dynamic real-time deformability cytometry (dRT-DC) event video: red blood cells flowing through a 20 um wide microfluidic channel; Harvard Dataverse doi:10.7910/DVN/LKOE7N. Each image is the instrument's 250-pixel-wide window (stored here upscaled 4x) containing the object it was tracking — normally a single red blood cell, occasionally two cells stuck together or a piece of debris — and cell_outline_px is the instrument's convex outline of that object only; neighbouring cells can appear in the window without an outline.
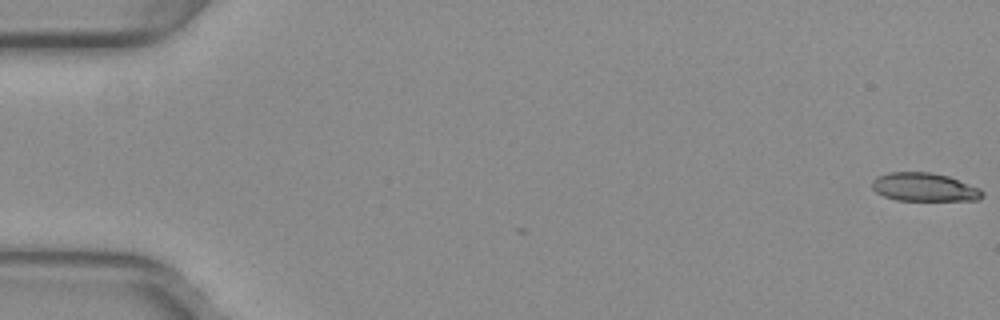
{"species": "common noctule bat (a hibernating species)", "species_latin": "Nyctalus noctula", "temperature_condition": "warm", "stored_images_in_passage": 3, "camera_frame_rate_fps": 3000, "um_per_image_px": 0.085, "animal": {"sex": "female", "body_mass_g": 29.2, "forearm_length_mm": 56.3}, "frame": {"image": 1, "passage_image": 1, "time_ms": 0.0, "image_size_px": [1000, 320], "cell_outline_px": [[984, 196], [980, 200], [896, 200], [884, 196], [876, 192], [872, 188], [872, 180], [876, 176], [888, 172], [932, 172], [948, 176], [980, 188], [984, 192]], "centroid_in_image_um": [78.56, 15.9], "position_along_channel_um": 6.4, "area_um2": 18.38}}